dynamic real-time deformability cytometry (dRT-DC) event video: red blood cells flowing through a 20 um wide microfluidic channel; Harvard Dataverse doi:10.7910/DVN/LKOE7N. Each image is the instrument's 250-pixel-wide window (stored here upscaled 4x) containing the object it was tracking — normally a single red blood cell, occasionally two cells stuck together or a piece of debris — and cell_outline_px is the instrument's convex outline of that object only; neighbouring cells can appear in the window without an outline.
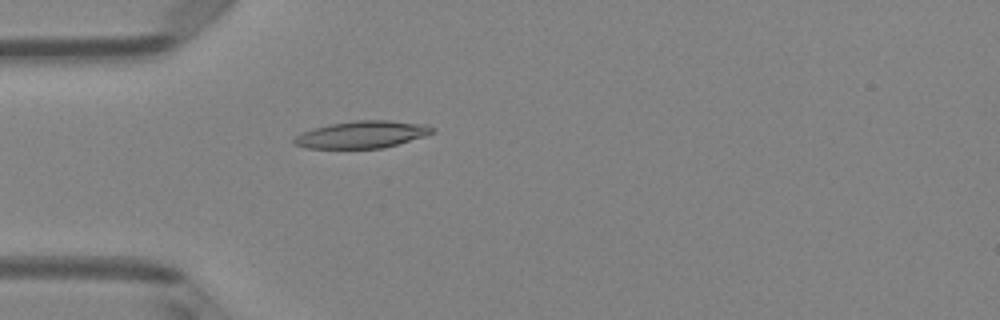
{"species": "Egyptian fruit bat (a non-hibernating species)", "species_latin": "Rousettus aegyptiacus", "temperature_condition": "room temperature", "stored_images_in_passage": 40, "camera_frame_rate_fps": 3000, "um_per_image_px": 0.085, "animal": {"sex": "female"}, "frame": {"image": 1, "passage_image": 5, "time_ms": 1.333, "image_size_px": [1000, 320], "cell_outline_px": [[436, 132], [424, 136], [384, 148], [304, 148], [292, 144], [292, 140], [296, 136], [304, 132], [328, 124], [352, 120], [388, 120], [428, 124], [436, 128]], "centroid_in_image_um": [30.8, 11.43], "position_along_channel_um": 54.2, "area_um2": 22.02}}
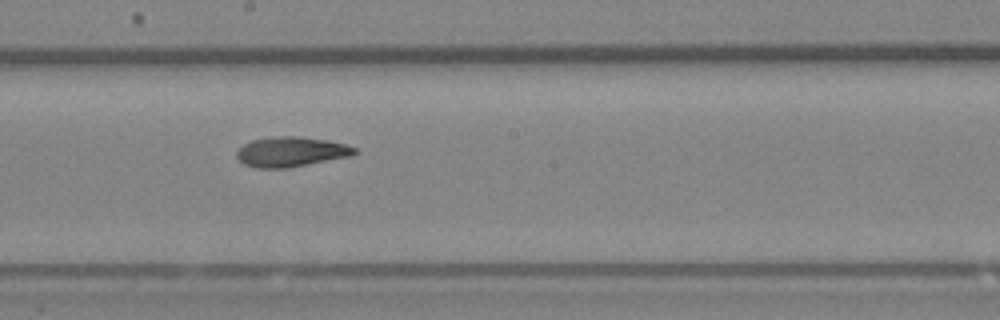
{"frame": {"image": 2, "passage_image": 18, "time_ms": 5.667, "image_size_px": [1000, 320], "cell_outline_px": [[360, 152], [352, 156], [288, 168], [256, 168], [244, 164], [236, 156], [236, 152], [244, 144], [252, 140], [272, 136], [300, 136], [328, 140], [344, 144], [356, 148]], "centroid_in_image_um": [24.77, 12.9], "position_along_channel_um": 223.4, "area_um2": 20.75}}
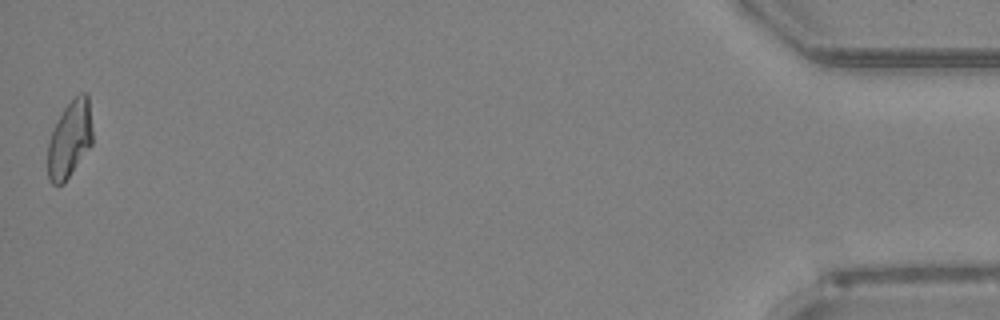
{"frame": {"image": 3, "passage_image": 40, "time_ms": 13.0, "image_size_px": [1000, 320], "cell_outline_px": [[92, 144], [64, 184], [52, 184], [48, 180], [48, 144], [52, 132], [64, 108], [80, 92], [88, 92], [92, 128]], "centroid_in_image_um": [5.94, 11.84], "position_along_channel_um": 429.3, "area_um2": 19.94}, "authors_computed_cell_mechanics": {"area_um2": 20.3456, "velocity_mm_per_s": 4.0815, "shape_relaxation_time_tau1_ms": 7.1846, "shape_relaxation_time_tau2_ms": 5.0991, "deformation_change_tau1": 0.2035, "deformation_change_tau2": 0.1362}}